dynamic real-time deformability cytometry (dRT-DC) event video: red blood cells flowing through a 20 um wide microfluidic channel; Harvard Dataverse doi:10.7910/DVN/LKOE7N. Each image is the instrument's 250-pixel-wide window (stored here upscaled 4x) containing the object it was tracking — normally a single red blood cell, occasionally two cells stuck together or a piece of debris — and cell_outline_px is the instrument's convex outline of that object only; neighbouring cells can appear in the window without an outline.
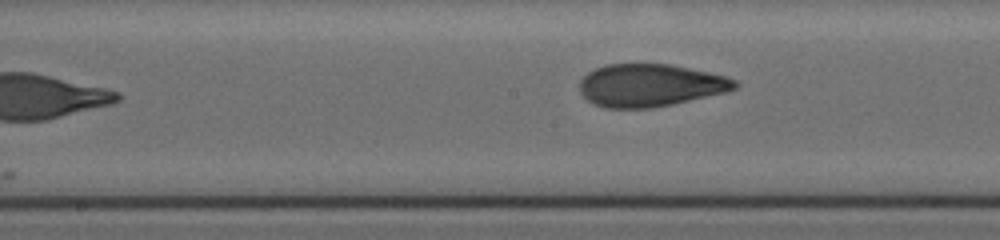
{"species": "human", "species_latin": "Homo sapiens", "temperature_condition": "cold", "stored_images_in_passage": 17, "segment_of_instrument_passage": [2, 2], "camera_frame_rate_fps": 3000, "um_per_image_px": 0.085, "donor": {"sex": "female"}, "frame": {"image": 1, "passage_image": 17, "time_ms": 5.0, "image_size_px": [1000, 240], "cell_outline_px": [[736, 88], [724, 92], [672, 104], [652, 108], [604, 108], [592, 104], [580, 92], [580, 80], [588, 72], [604, 64], [672, 64], [708, 72], [724, 76], [736, 80]], "centroid_in_image_um": [55.21, 7.25], "position_along_channel_um": 193.0, "area_um2": 38.38}}